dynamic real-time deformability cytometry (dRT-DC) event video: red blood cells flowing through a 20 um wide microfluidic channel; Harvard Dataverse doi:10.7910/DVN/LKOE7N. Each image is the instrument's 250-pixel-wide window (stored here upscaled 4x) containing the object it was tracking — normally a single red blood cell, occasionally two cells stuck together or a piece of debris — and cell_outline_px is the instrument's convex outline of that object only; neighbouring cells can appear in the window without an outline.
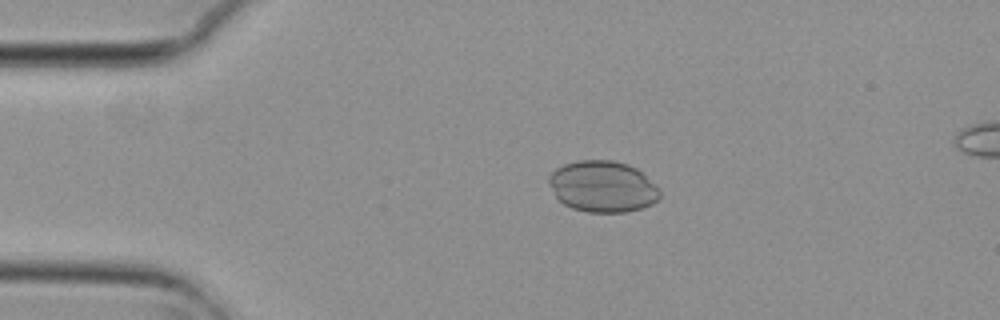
{"species": "common noctule bat (a hibernating species)", "species_latin": "Nyctalus noctula", "temperature_condition": "cold", "stored_images_in_passage": 3, "camera_frame_rate_fps": 3000, "um_per_image_px": 0.085, "animal": {"sex": "female", "body_mass_g": 29.2, "forearm_length_mm": 56.3}, "frame": {"image": 1, "passage_image": 2, "time_ms": 0.333, "image_size_px": [1000, 320], "cell_outline_px": [[660, 196], [652, 204], [640, 208], [624, 212], [588, 212], [572, 208], [564, 204], [556, 196], [548, 184], [548, 176], [556, 168], [564, 164], [576, 160], [612, 160], [628, 164], [636, 168], [660, 188]], "centroid_in_image_um": [51.21, 15.84], "position_along_channel_um": 33.8, "area_um2": 33.18}}